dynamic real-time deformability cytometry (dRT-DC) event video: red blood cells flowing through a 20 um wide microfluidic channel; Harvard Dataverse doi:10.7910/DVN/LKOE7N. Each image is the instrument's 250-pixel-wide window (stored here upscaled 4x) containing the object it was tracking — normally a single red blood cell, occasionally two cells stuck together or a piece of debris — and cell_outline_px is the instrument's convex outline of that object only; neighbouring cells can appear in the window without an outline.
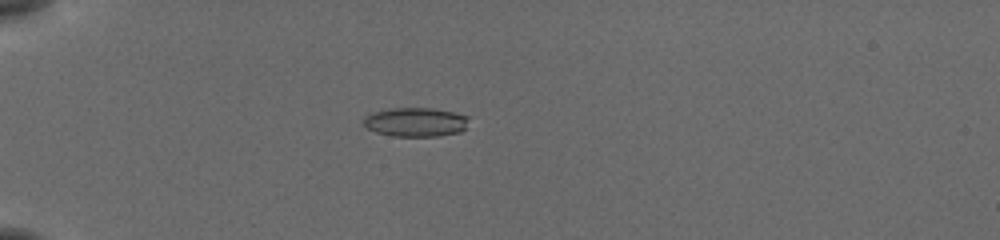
{"species": "common noctule bat (a hibernating species)", "species_latin": "Nyctalus noctula", "temperature_condition": "cold", "stored_images_in_passage": 56, "camera_frame_rate_fps": 3000, "um_per_image_px": 0.085, "animal": {"sex": "female", "body_mass_g": 19.5, "forearm_length_mm": 54.1}, "frame": {"image": 1, "passage_image": 18, "time_ms": 5.667, "image_size_px": [1000, 240], "cell_outline_px": [[468, 116], [464, 128], [460, 132], [440, 136], [392, 136], [376, 132], [360, 124], [360, 120], [368, 112], [388, 108], [432, 108], [452, 112]], "centroid_in_image_um": [35.21, 10.37], "position_along_channel_um": 49.8, "area_um2": 18.09}}
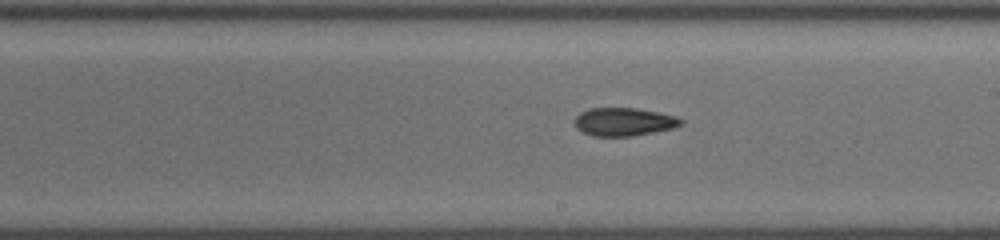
{"frame": {"image": 2, "passage_image": 35, "time_ms": 11.333, "image_size_px": [1000, 240], "cell_outline_px": [[684, 124], [672, 128], [632, 136], [592, 136], [576, 128], [576, 116], [580, 112], [588, 108], [636, 108], [676, 116], [684, 120]], "centroid_in_image_um": [53.04, 10.35], "position_along_channel_um": 236.0, "area_um2": 17.34}}
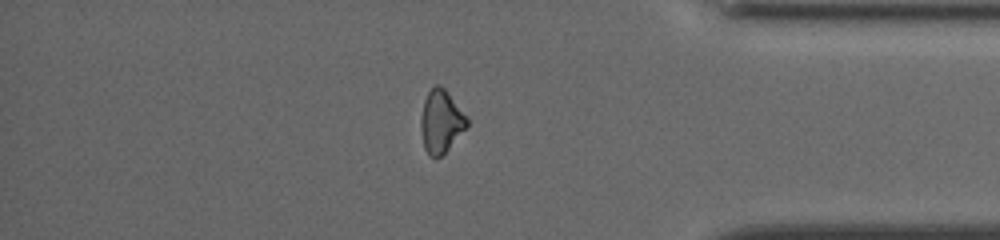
{"frame": {"image": 3, "passage_image": 49, "time_ms": 16.0, "image_size_px": [1000, 240], "cell_outline_px": [[468, 124], [448, 148], [440, 156], [428, 156], [424, 148], [420, 128], [420, 120], [424, 100], [428, 92], [436, 84], [440, 84], [444, 88], [468, 116]], "centroid_in_image_um": [37.47, 10.29], "position_along_channel_um": 397.7, "area_um2": 16.7}, "authors_computed_cell_mechanics": {"area_um2": 17.8891, "velocity_mm_per_s": 3.8322, "shape_relaxation_time_tau1_ms": 4.3983, "shape_relaxation_time_tau2_ms": 4.0551, "deformation_change_tau1": 0.1064, "deformation_change_tau2": 0.1079}}